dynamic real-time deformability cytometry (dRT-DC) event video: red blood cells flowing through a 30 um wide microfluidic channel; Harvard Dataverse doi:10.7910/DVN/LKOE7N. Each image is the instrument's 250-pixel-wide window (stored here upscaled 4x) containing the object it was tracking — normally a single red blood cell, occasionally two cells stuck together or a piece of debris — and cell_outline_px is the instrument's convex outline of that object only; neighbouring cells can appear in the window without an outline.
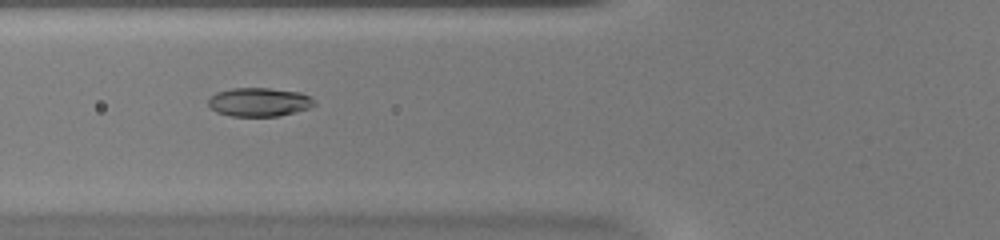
{"species": "common noctule bat (a hibernating species)", "species_latin": "Nyctalus noctula", "temperature_condition": "warm", "stored_images_in_passage": 41, "camera_frame_rate_fps": 3000, "um_per_image_px": 0.085, "animal": {"sex": "female", "body_mass_g": 20.0, "forearm_length_mm": 54.0}, "frame": {"image": 1, "passage_image": 9, "time_ms": 2.667, "image_size_px": [1000, 240], "cell_outline_px": [[316, 104], [308, 108], [296, 112], [280, 116], [232, 116], [216, 112], [208, 104], [208, 100], [216, 92], [232, 88], [268, 88], [300, 92], [312, 96], [316, 100]], "centroid_in_image_um": [22.07, 8.67], "position_along_channel_um": 103.7, "area_um2": 17.86}}
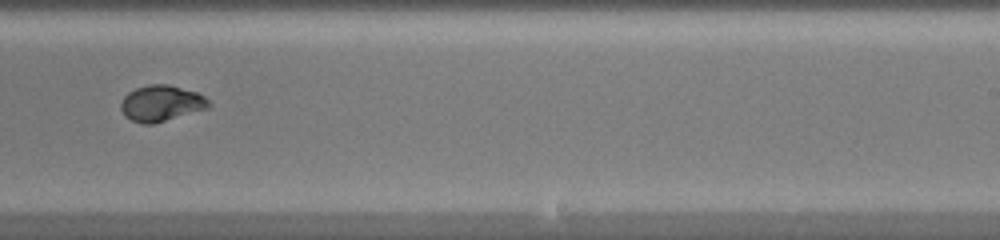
{"frame": {"image": 2, "passage_image": 22, "time_ms": 7.0, "image_size_px": [1000, 240], "cell_outline_px": [[212, 104], [208, 108], [152, 124], [144, 124], [132, 120], [124, 116], [120, 108], [120, 104], [124, 96], [128, 92], [136, 88], [148, 84], [168, 84], [196, 92], [204, 96]], "centroid_in_image_um": [13.69, 8.77], "position_along_channel_um": 275.3, "area_um2": 18.38}}
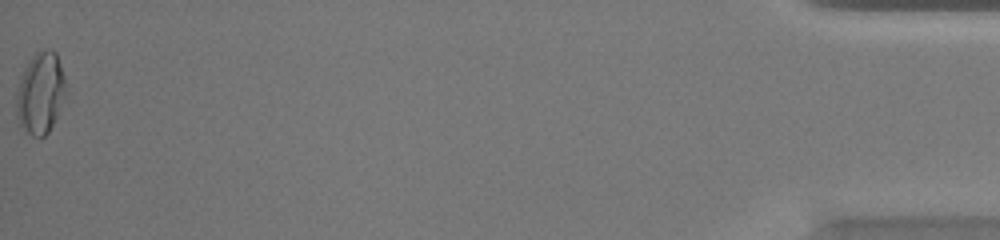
{"frame": {"image": 3, "passage_image": 41, "time_ms": 13.333, "image_size_px": [1000, 240], "cell_outline_px": [[68, 88], [56, 116], [48, 132], [44, 136], [32, 136], [20, 124], [16, 112], [16, 92], [20, 76], [24, 68], [32, 56], [36, 52], [44, 48], [48, 48], [56, 52]], "centroid_in_image_um": [3.44, 7.86], "position_along_channel_um": 431.8, "area_um2": 23.47}, "authors_computed_cell_mechanics": {"area_um2": 18.3226, "velocity_mm_per_s": 3.9594, "shape_relaxation_time_tau1_ms": 7.9211, "shape_relaxation_time_tau2_ms": 0.8341, "deformation_change_tau1": 0.2611, "deformation_change_tau2": 0.0341}}